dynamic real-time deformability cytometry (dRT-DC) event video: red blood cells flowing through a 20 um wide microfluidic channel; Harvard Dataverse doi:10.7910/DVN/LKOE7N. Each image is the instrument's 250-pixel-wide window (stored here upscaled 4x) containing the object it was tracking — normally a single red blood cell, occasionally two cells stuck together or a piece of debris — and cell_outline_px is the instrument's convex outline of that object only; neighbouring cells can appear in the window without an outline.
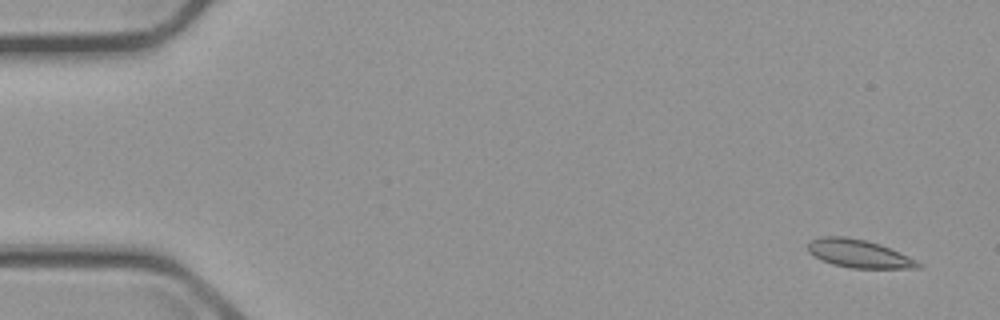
{"species": "common noctule bat (a hibernating species)", "species_latin": "Nyctalus noctula", "temperature_condition": "cold", "stored_images_in_passage": 5, "camera_frame_rate_fps": 3000, "um_per_image_px": 0.085, "animal": {"sex": "male", "body_mass_g": 23.1, "forearm_length_mm": 52.7}, "frame": {"image": 1, "passage_image": 1, "time_ms": 0.0, "image_size_px": [1000, 320], "cell_outline_px": [[924, 264], [920, 268], [852, 268], [832, 264], [808, 252], [808, 244], [812, 240], [820, 236], [844, 236], [868, 240], [880, 244], [908, 256]], "centroid_in_image_um": [73.03, 21.55], "position_along_channel_um": 12.0, "area_um2": 17.98}}
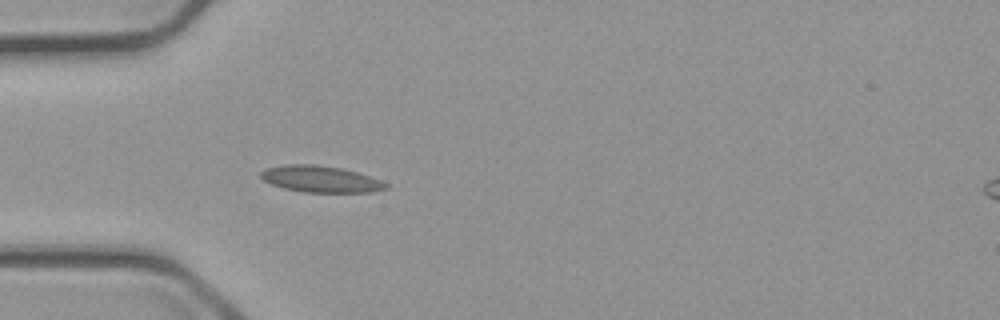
{"frame": {"image": 2, "passage_image": 5, "time_ms": 4.667, "image_size_px": [1000, 320], "cell_outline_px": [[388, 188], [372, 192], [304, 192], [284, 188], [272, 184], [264, 180], [260, 176], [260, 172], [264, 168], [284, 164], [312, 164], [344, 168], [380, 180], [388, 184]], "centroid_in_image_um": [27.23, 15.21], "position_along_channel_um": 57.8, "area_um2": 19.31}}